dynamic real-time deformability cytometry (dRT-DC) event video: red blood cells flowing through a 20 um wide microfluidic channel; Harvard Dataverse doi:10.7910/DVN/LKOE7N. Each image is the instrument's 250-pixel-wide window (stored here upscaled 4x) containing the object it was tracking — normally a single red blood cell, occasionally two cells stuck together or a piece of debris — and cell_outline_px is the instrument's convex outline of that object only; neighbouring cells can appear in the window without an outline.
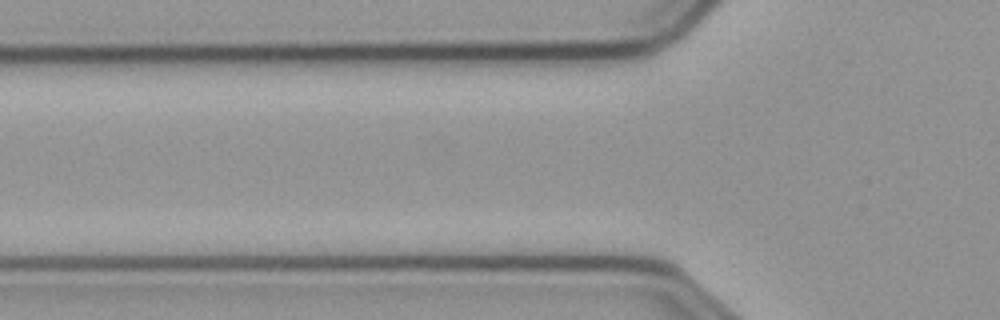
{"species": "common noctule bat (a hibernating species)", "species_latin": "Nyctalus noctula", "temperature_condition": "cold", "stored_images_in_passage": 3, "camera_frame_rate_fps": 3000, "um_per_image_px": 0.085, "animal": {"sex": "male", "body_mass_g": 23.1, "forearm_length_mm": 52.7}, "frame": {"image": 1, "passage_image": 2, "time_ms": 0.333, "image_size_px": [1000, 320], "cell_outline_px": [[604, 204], [592, 208], [516, 212], [468, 208], [452, 204], [452, 200], [596, 200]], "centroid_in_image_um": [44.8, 17.41], "position_along_channel_um": 81.0, "area_um2": 10.06}}